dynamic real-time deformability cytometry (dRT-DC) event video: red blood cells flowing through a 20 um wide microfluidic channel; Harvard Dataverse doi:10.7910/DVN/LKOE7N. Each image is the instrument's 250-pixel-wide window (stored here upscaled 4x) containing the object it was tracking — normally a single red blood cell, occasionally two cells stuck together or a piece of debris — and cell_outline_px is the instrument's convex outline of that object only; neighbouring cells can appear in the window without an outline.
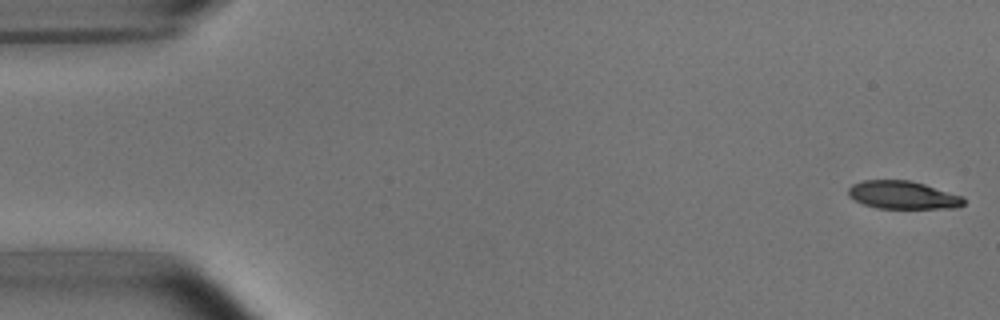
{"species": "common noctule bat (a hibernating species)", "species_latin": "Nyctalus noctula", "temperature_condition": "room temperature", "stored_images_in_passage": 4, "camera_frame_rate_fps": 3000, "um_per_image_px": 0.085, "animal": {"sex": "male", "body_mass_g": 15.6}, "frame": {"image": 1, "passage_image": 1, "time_ms": 0.0, "image_size_px": [1000, 320], "cell_outline_px": [[964, 204], [956, 208], [876, 208], [864, 204], [848, 196], [848, 188], [852, 184], [864, 180], [908, 180], [924, 184], [964, 196]], "centroid_in_image_um": [76.75, 16.57], "position_along_channel_um": 8.3, "area_um2": 18.79}}